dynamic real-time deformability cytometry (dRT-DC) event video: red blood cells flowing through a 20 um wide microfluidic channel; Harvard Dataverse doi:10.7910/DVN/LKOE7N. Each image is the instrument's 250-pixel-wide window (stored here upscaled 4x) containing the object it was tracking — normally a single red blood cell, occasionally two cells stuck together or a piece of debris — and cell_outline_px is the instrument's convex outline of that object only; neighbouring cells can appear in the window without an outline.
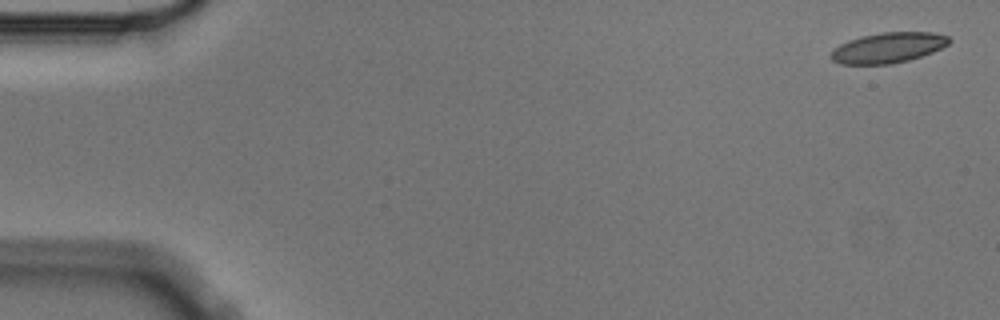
{"species": "Egyptian fruit bat (a non-hibernating species)", "species_latin": "Rousettus aegyptiacus", "temperature_condition": "cold", "stored_images_in_passage": 5, "camera_frame_rate_fps": 3000, "um_per_image_px": 0.085, "animal": {"sex": "male"}, "frame": {"image": 1, "passage_image": 1, "time_ms": 0.0, "image_size_px": [1000, 320], "cell_outline_px": [[952, 40], [948, 44], [932, 52], [908, 60], [892, 64], [840, 64], [832, 60], [828, 56], [840, 44], [848, 40], [860, 36], [880, 32], [932, 32], [948, 36]], "centroid_in_image_um": [75.47, 4.05], "position_along_channel_um": 9.5, "area_um2": 20.92}}
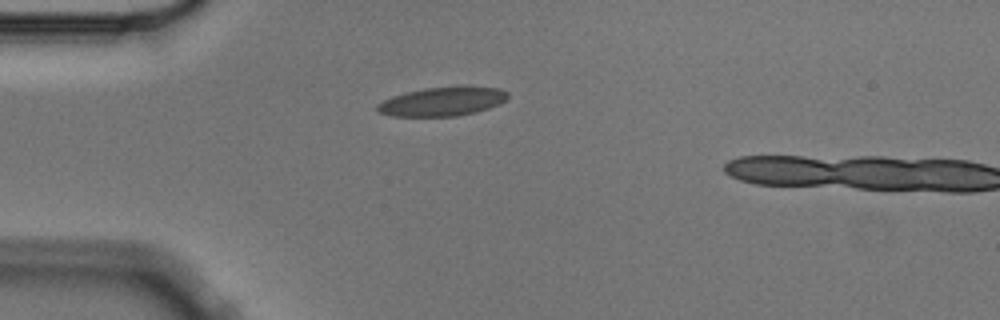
{"frame": {"image": 2, "passage_image": 4, "time_ms": 1.0, "image_size_px": [1000, 320], "cell_outline_px": [[508, 96], [500, 104], [476, 112], [456, 116], [392, 116], [380, 112], [376, 108], [376, 104], [392, 96], [404, 92], [424, 88], [500, 88], [508, 92]], "centroid_in_image_um": [37.55, 8.65], "position_along_channel_um": 47.4, "area_um2": 21.44}}